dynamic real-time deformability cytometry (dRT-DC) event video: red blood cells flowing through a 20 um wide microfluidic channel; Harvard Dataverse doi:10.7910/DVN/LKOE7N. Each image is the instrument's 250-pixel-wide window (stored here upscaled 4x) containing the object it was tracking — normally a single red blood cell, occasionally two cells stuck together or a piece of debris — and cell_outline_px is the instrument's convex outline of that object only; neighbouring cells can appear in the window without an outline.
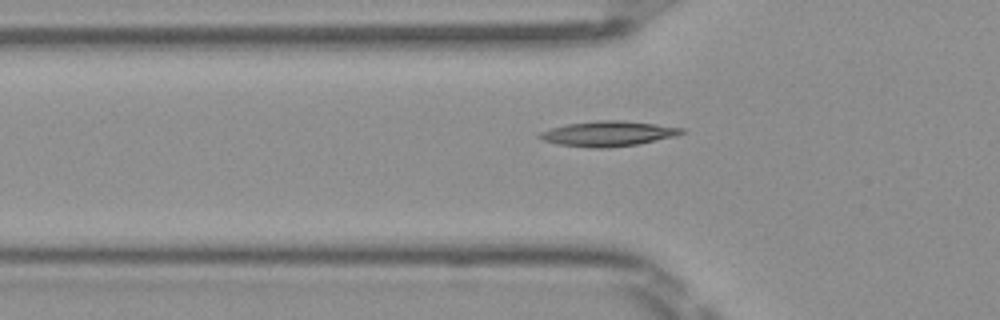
{"species": "Egyptian fruit bat (a non-hibernating species)", "species_latin": "Rousettus aegyptiacus", "temperature_condition": "room temperature", "stored_images_in_passage": 37, "camera_frame_rate_fps": 3000, "um_per_image_px": 0.085, "frame": {"image": 1, "passage_image": 6, "time_ms": 1.667, "image_size_px": [1000, 320], "cell_outline_px": [[684, 132], [676, 136], [640, 144], [604, 148], [592, 148], [556, 144], [544, 140], [536, 136], [540, 132], [552, 128], [568, 124], [596, 120], [620, 120], [656, 124], [684, 128]], "centroid_in_image_um": [51.7, 11.36], "position_along_channel_um": 74.1, "area_um2": 20.81}}
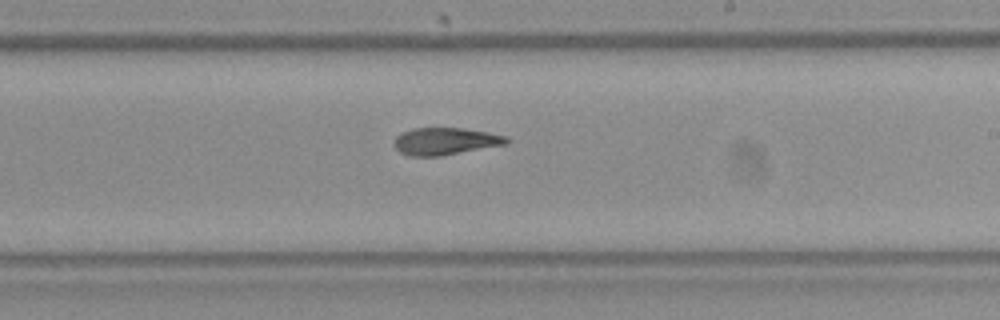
{"frame": {"image": 2, "passage_image": 19, "time_ms": 6.0, "image_size_px": [1000, 320], "cell_outline_px": [[508, 144], [440, 156], [408, 156], [400, 152], [392, 144], [396, 136], [400, 132], [412, 128], [464, 128], [488, 132], [508, 136]], "centroid_in_image_um": [37.83, 12.0], "position_along_channel_um": 251.2, "area_um2": 18.03}}
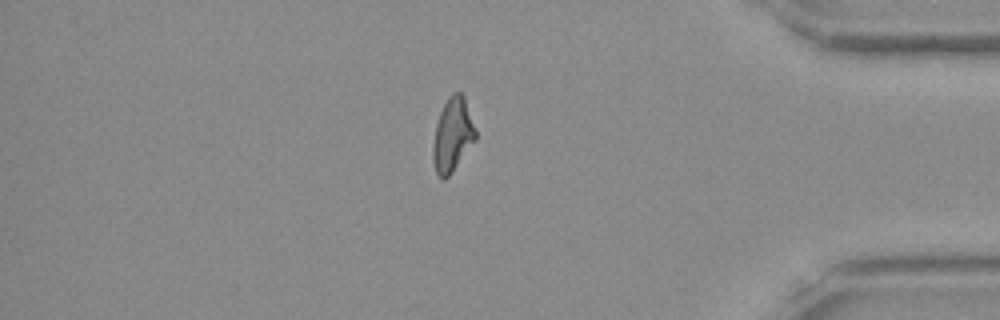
{"frame": {"image": 3, "passage_image": 32, "time_ms": 10.333, "image_size_px": [1000, 320], "cell_outline_px": [[476, 140], [448, 176], [444, 180], [436, 172], [432, 160], [432, 144], [436, 124], [440, 112], [448, 96], [452, 92], [460, 92], [464, 96], [476, 132]], "centroid_in_image_um": [38.45, 11.45], "position_along_channel_um": 396.8, "area_um2": 18.15}, "authors_computed_cell_mechanics": {"area_um2": 18.3226, "velocity_mm_per_s": 4.0678, "shape_relaxation_time_tau1_ms": null, "shape_relaxation_time_tau2_ms": 6.592, "deformation_change_tau1": null, "deformation_change_tau2": 0.1658}}